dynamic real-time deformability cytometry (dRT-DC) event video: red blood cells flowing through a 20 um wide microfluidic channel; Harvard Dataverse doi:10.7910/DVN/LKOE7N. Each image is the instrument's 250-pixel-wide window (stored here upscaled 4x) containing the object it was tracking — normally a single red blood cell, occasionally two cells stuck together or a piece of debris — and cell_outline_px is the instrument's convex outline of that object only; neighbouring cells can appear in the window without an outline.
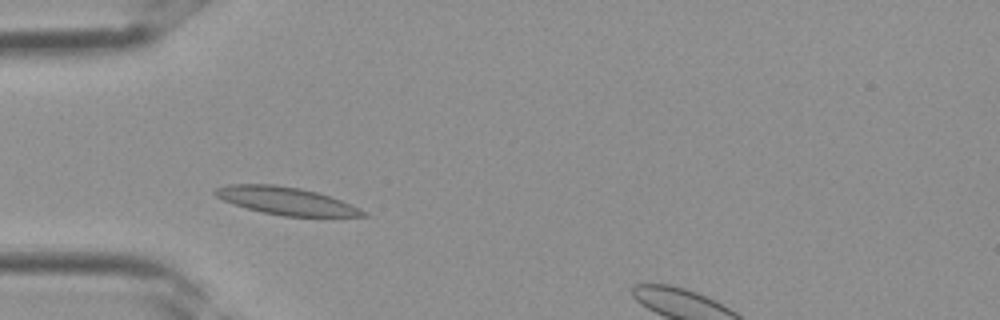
{"species": "Egyptian fruit bat (a non-hibernating species)", "species_latin": "Rousettus aegyptiacus", "temperature_condition": "room temperature", "stored_images_in_passage": 5, "camera_frame_rate_fps": 3000, "um_per_image_px": 0.085, "frame": {"image": 1, "passage_image": 4, "time_ms": 1.0, "image_size_px": [1000, 320], "cell_outline_px": [[368, 216], [284, 216], [264, 212], [248, 208], [224, 200], [216, 196], [212, 192], [216, 188], [228, 184], [276, 184], [300, 188], [332, 196], [360, 208], [368, 212]], "centroid_in_image_um": [24.35, 17.06], "position_along_channel_um": 60.6, "area_um2": 23.64}}
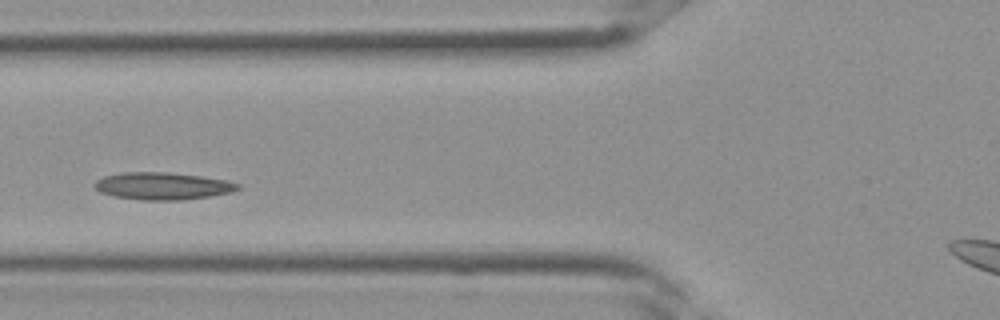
{"frame": {"image": 2, "passage_image": 5, "time_ms": 1.333, "image_size_px": [1000, 320], "cell_outline_px": [[240, 188], [232, 192], [212, 196], [180, 200], [140, 200], [116, 196], [100, 192], [96, 188], [96, 180], [104, 176], [124, 172], [168, 172], [200, 176], [228, 180], [240, 184]], "centroid_in_image_um": [13.87, 15.81], "position_along_channel_um": 111.9, "area_um2": 22.72}}